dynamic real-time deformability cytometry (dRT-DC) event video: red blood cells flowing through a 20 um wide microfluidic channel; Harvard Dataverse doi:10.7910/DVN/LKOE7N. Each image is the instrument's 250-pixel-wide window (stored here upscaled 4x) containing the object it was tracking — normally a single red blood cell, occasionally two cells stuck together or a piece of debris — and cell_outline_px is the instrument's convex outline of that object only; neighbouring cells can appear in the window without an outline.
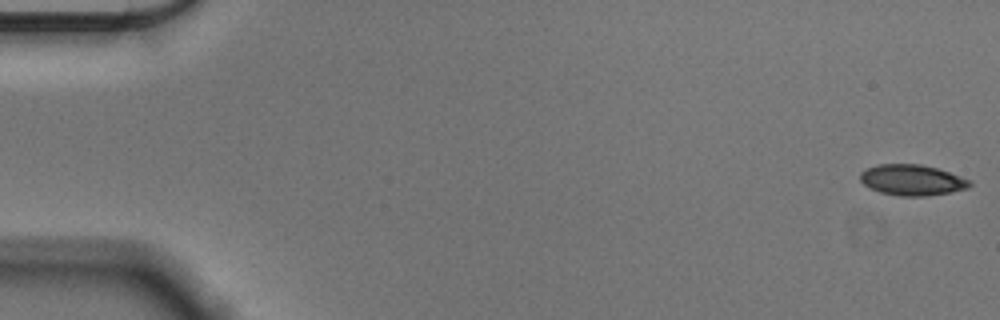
{"species": "Egyptian fruit bat (a non-hibernating species)", "species_latin": "Rousettus aegyptiacus", "temperature_condition": "cold", "stored_images_in_passage": 56, "camera_frame_rate_fps": 3000, "um_per_image_px": 0.085, "animal": {"sex": "male"}, "frame": {"image": 1, "passage_image": 1, "time_ms": 0.0, "image_size_px": [1000, 320], "cell_outline_px": [[972, 184], [968, 188], [952, 192], [928, 196], [900, 196], [880, 192], [864, 184], [860, 180], [860, 172], [876, 164], [920, 164], [936, 168], [972, 180]], "centroid_in_image_um": [77.55, 15.3], "position_along_channel_um": 7.5, "area_um2": 19.65}}
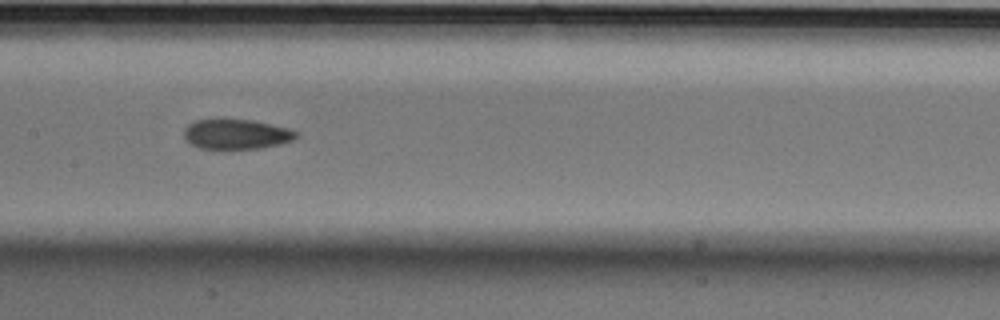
{"frame": {"image": 2, "passage_image": 28, "time_ms": 9.0, "image_size_px": [1000, 320], "cell_outline_px": [[300, 136], [292, 140], [280, 144], [260, 148], [220, 152], [200, 148], [184, 140], [184, 128], [188, 124], [196, 120], [216, 116], [252, 120], [288, 128], [296, 132]], "centroid_in_image_um": [20.0, 11.41], "position_along_channel_um": 187.4, "area_um2": 20.98}}
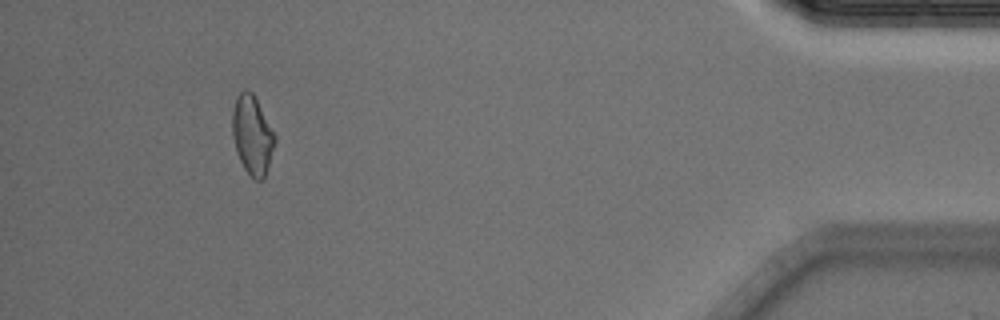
{"frame": {"image": 3, "passage_image": 52, "time_ms": 17.0, "image_size_px": [1000, 320], "cell_outline_px": [[276, 140], [264, 180], [256, 180], [244, 168], [240, 160], [232, 136], [232, 112], [236, 100], [240, 92], [244, 88], [252, 92], [276, 136]], "centroid_in_image_um": [21.44, 11.48], "position_along_channel_um": 413.8, "area_um2": 19.25}, "authors_computed_cell_mechanics": {"area_um2": 20.0277, "velocity_mm_per_s": 3.5828, "shape_relaxation_time_tau1_ms": 4.2078, "shape_relaxation_time_tau2_ms": 2.7179, "deformation_change_tau1": 0.0943, "deformation_change_tau2": 0.0739}}